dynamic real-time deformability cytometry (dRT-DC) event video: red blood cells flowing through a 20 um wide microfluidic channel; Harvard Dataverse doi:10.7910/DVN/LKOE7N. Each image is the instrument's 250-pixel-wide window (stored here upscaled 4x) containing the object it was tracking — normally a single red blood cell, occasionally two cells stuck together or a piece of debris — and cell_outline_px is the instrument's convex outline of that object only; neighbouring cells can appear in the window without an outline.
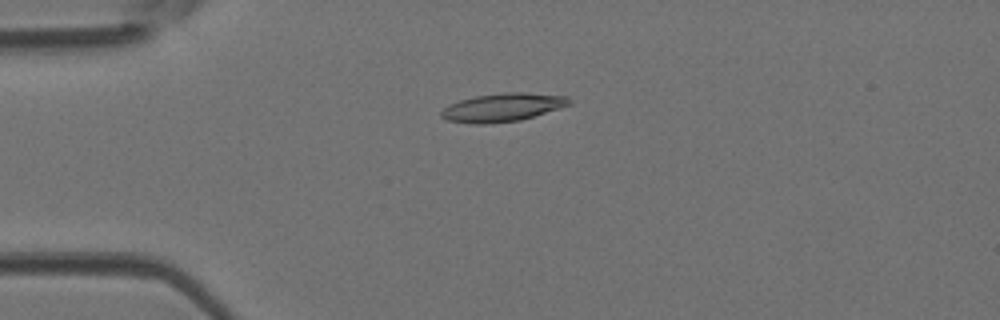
{"species": "Egyptian fruit bat (a non-hibernating species)", "species_latin": "Rousettus aegyptiacus", "temperature_condition": "room temperature", "stored_images_in_passage": 17, "camera_frame_rate_fps": 3000, "um_per_image_px": 0.085, "animal": {"sex": "female"}, "frame": {"image": 1, "passage_image": 12, "time_ms": 3.667, "image_size_px": [1000, 320], "cell_outline_px": [[572, 104], [560, 108], [520, 120], [488, 124], [472, 124], [448, 120], [440, 116], [440, 112], [448, 104], [460, 100], [476, 96], [504, 92], [524, 92], [568, 96], [572, 100]], "centroid_in_image_um": [42.73, 9.12], "position_along_channel_um": 42.3, "area_um2": 21.21}}
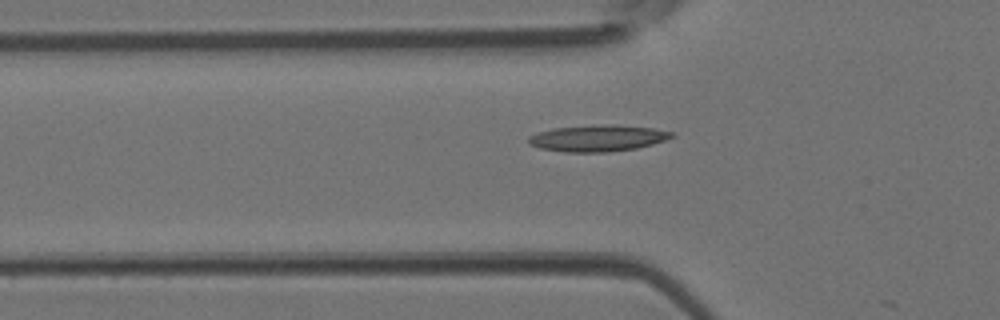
{"frame": {"image": 2, "passage_image": 16, "time_ms": 5.0, "image_size_px": [1000, 320], "cell_outline_px": [[676, 136], [652, 144], [636, 148], [608, 152], [564, 152], [540, 148], [528, 144], [528, 136], [552, 128], [612, 124], [652, 128], [672, 132]], "centroid_in_image_um": [50.79, 11.75], "position_along_channel_um": 75.0, "area_um2": 21.91}}